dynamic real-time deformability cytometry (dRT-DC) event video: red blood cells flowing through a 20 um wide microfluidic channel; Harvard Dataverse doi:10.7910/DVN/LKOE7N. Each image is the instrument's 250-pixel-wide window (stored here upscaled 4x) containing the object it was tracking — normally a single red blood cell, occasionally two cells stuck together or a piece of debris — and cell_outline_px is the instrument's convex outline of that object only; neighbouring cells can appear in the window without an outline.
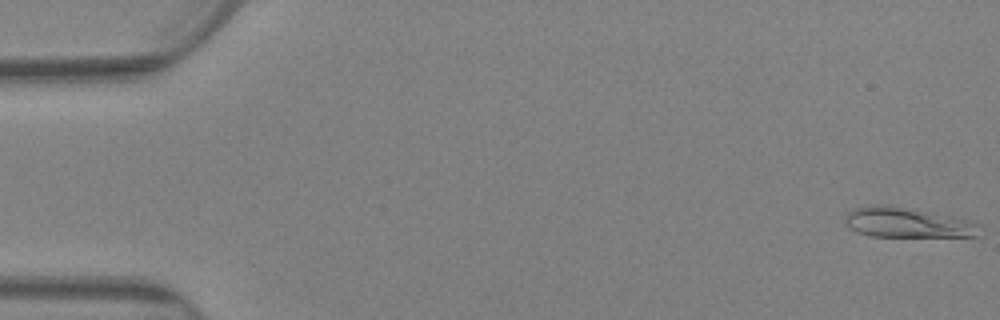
{"species": "Egyptian fruit bat (a non-hibernating species)", "species_latin": "Rousettus aegyptiacus", "temperature_condition": "warm", "stored_images_in_passage": 82, "camera_frame_rate_fps": 3000, "um_per_image_px": 0.085, "animal": {"sex": "female"}, "frame": {"image": 1, "passage_image": 1, "time_ms": 0.0, "image_size_px": [1000, 320], "cell_outline_px": [[980, 224], [976, 236], [872, 236], [860, 232], [852, 228], [848, 224], [848, 212], [856, 208], [872, 204], [880, 204], [976, 220]], "centroid_in_image_um": [77.21, 18.92], "position_along_channel_um": 7.8, "area_um2": 22.89}}
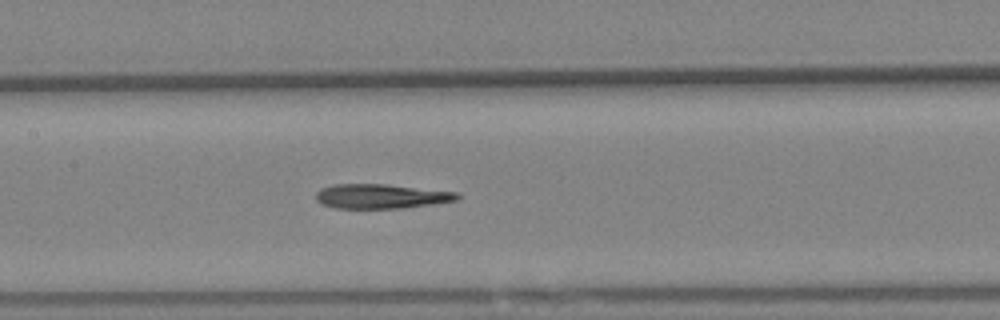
{"frame": {"image": 2, "passage_image": 40, "time_ms": 13.0, "image_size_px": [1000, 320], "cell_outline_px": [[460, 196], [456, 200], [432, 204], [400, 208], [336, 208], [324, 204], [316, 200], [316, 192], [320, 188], [336, 184], [384, 184], [456, 192]], "centroid_in_image_um": [32.35, 16.68], "position_along_channel_um": 175.0, "area_um2": 19.88}}
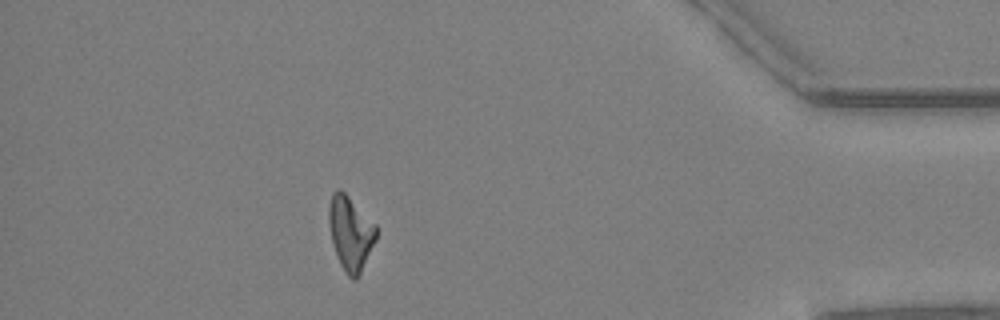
{"frame": {"image": 3, "passage_image": 73, "time_ms": 24.0, "image_size_px": [1000, 320], "cell_outline_px": [[376, 240], [356, 280], [352, 280], [344, 272], [340, 264], [332, 244], [328, 224], [328, 204], [332, 192], [336, 188], [340, 188], [376, 224]], "centroid_in_image_um": [29.76, 19.79], "position_along_channel_um": 405.4, "area_um2": 20.58}}